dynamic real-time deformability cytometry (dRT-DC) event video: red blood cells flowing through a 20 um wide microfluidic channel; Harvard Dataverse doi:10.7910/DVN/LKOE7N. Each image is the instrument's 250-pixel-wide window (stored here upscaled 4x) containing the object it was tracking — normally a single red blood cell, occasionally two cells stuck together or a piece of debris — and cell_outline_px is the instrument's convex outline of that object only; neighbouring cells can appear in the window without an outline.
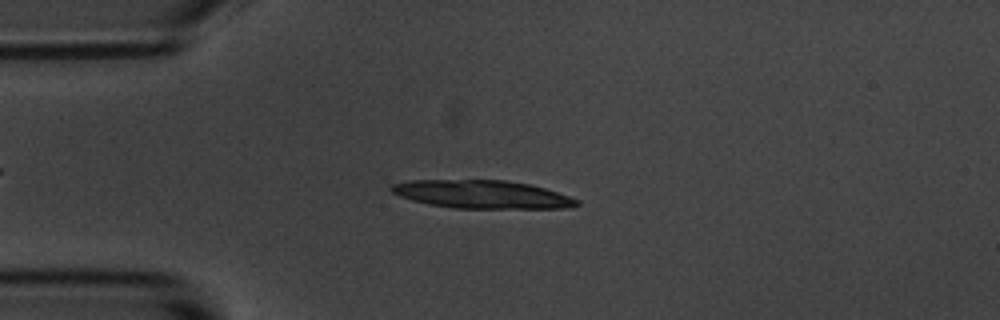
{"species": "common noctule bat (a hibernating species)", "species_latin": "Nyctalus noctula", "temperature_condition": "room temperature", "stored_images_in_passage": 4, "camera_frame_rate_fps": 3000, "um_per_image_px": 0.085, "animal": {"sex": "male", "body_mass_g": 20.1, "forearm_length_mm": 53.5}, "frame": {"image": 1, "passage_image": 4, "time_ms": 1.0, "image_size_px": [1000, 320], "cell_outline_px": [[580, 204], [564, 208], [452, 208], [428, 204], [412, 200], [400, 196], [392, 192], [388, 188], [392, 184], [408, 180], [504, 180], [528, 184], [544, 188], [580, 200]], "centroid_in_image_um": [40.92, 16.52], "position_along_channel_um": 44.1, "area_um2": 30.29}}